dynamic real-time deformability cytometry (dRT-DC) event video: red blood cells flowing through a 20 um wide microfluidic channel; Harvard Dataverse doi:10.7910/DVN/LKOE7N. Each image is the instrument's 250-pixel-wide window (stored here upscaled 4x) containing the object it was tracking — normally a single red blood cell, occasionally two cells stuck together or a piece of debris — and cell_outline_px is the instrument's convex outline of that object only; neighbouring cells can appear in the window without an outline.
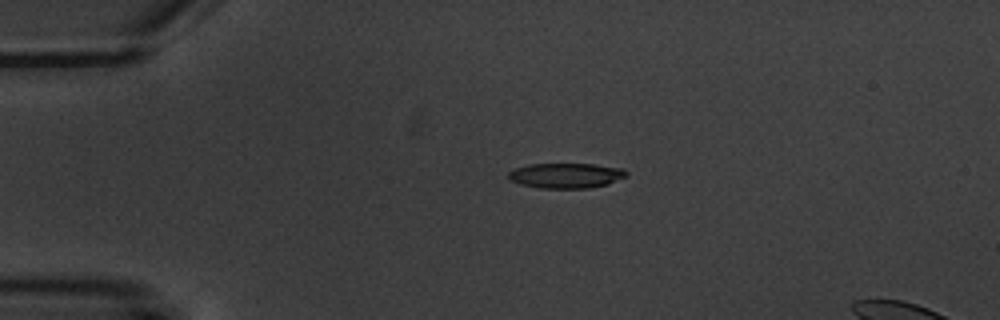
{"species": "common noctule bat (a hibernating species)", "species_latin": "Nyctalus noctula", "temperature_condition": "warm", "stored_images_in_passage": 4, "segment_of_instrument_passage": [1, 2], "camera_frame_rate_fps": 3000, "um_per_image_px": 0.085, "animal": {"sex": "male", "body_mass_g": 20.1, "forearm_length_mm": 53.5}, "frame": {"image": 1, "passage_image": 2, "time_ms": 1.0, "image_size_px": [1000, 320], "cell_outline_px": [[628, 176], [608, 184], [588, 188], [540, 188], [520, 184], [508, 180], [508, 172], [516, 168], [528, 164], [592, 164], [624, 168], [628, 172]], "centroid_in_image_um": [48.12, 14.92], "position_along_channel_um": 36.9, "area_um2": 17.4}}